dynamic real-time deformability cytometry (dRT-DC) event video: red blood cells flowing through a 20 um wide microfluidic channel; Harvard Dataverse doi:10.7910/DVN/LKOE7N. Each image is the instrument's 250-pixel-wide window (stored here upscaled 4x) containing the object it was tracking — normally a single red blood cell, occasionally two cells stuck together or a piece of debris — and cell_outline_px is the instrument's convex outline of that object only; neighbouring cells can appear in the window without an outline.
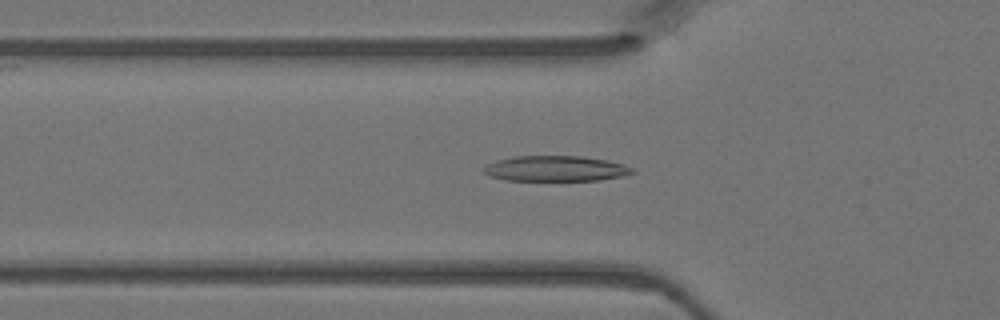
{"species": "Egyptian fruit bat (a non-hibernating species)", "species_latin": "Rousettus aegyptiacus", "temperature_condition": "warm", "stored_images_in_passage": 47, "camera_frame_rate_fps": 3000, "um_per_image_px": 0.085, "animal": {"sex": "female"}, "frame": {"image": 1, "passage_image": 15, "time_ms": 4.667, "image_size_px": [1000, 320], "cell_outline_px": [[636, 172], [624, 176], [600, 180], [504, 180], [488, 176], [484, 172], [484, 168], [488, 164], [496, 160], [516, 156], [584, 156], [608, 160], [624, 164], [632, 168]], "centroid_in_image_um": [47.26, 14.32], "position_along_channel_um": 78.5, "area_um2": 22.14}}
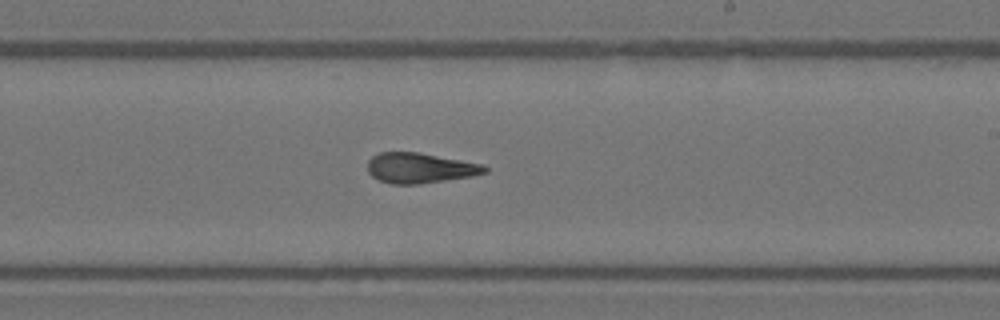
{"frame": {"image": 2, "passage_image": 27, "time_ms": 8.667, "image_size_px": [1000, 320], "cell_outline_px": [[488, 172], [472, 176], [420, 184], [392, 184], [380, 180], [372, 176], [368, 172], [368, 160], [372, 156], [380, 152], [420, 152], [484, 164], [488, 168]], "centroid_in_image_um": [35.72, 14.27], "position_along_channel_um": 253.3, "area_um2": 20.81}}
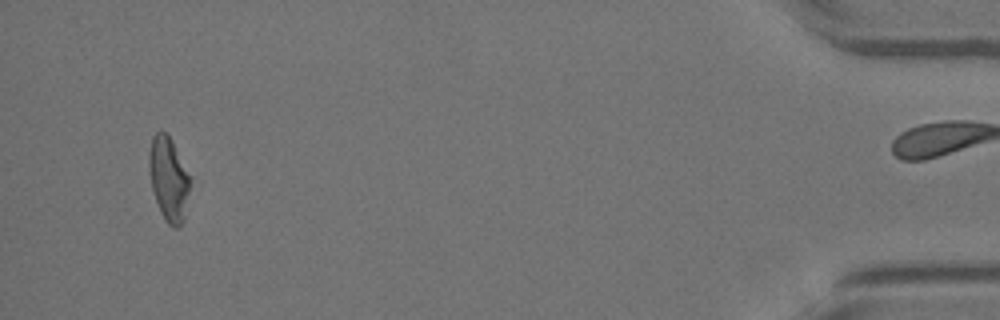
{"frame": {"image": 3, "passage_image": 44, "time_ms": 14.333, "image_size_px": [1000, 320], "cell_outline_px": [[200, 180], [184, 220], [176, 228], [168, 224], [164, 220], [160, 212], [152, 188], [148, 164], [148, 156], [152, 136], [156, 132], [164, 132], [172, 140]], "centroid_in_image_um": [14.53, 15.23], "position_along_channel_um": 420.7, "area_um2": 22.48}}